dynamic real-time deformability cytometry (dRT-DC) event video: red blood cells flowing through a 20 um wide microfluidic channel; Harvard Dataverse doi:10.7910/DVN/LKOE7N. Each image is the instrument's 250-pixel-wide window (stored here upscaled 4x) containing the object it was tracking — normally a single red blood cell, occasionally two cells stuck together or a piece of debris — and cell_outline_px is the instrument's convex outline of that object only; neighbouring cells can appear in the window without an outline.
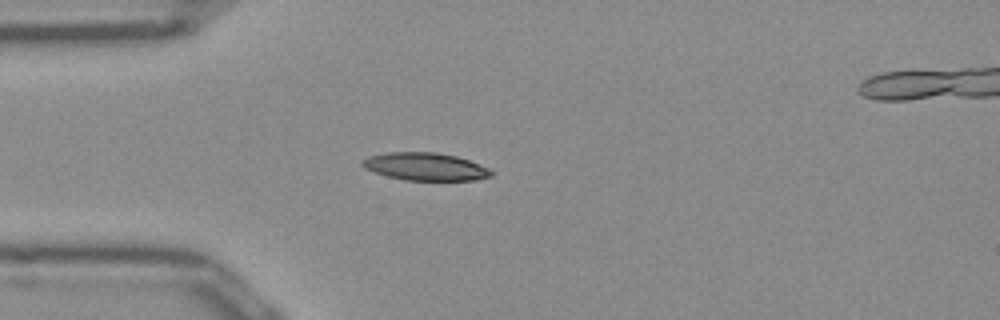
{"species": "Egyptian fruit bat (a non-hibernating species)", "species_latin": "Rousettus aegyptiacus", "temperature_condition": "room temperature", "stored_images_in_passage": 41, "segment_of_instrument_passage": [1, 2], "camera_frame_rate_fps": 3000, "um_per_image_px": 0.085, "frame": {"image": 1, "passage_image": 2, "time_ms": 0.333, "image_size_px": [1000, 320], "cell_outline_px": [[492, 176], [476, 180], [404, 180], [388, 176], [364, 168], [360, 164], [360, 160], [368, 156], [388, 152], [436, 152], [456, 156], [480, 164], [488, 168], [492, 172]], "centroid_in_image_um": [36.13, 14.15], "position_along_channel_um": 48.9, "area_um2": 20.81}}
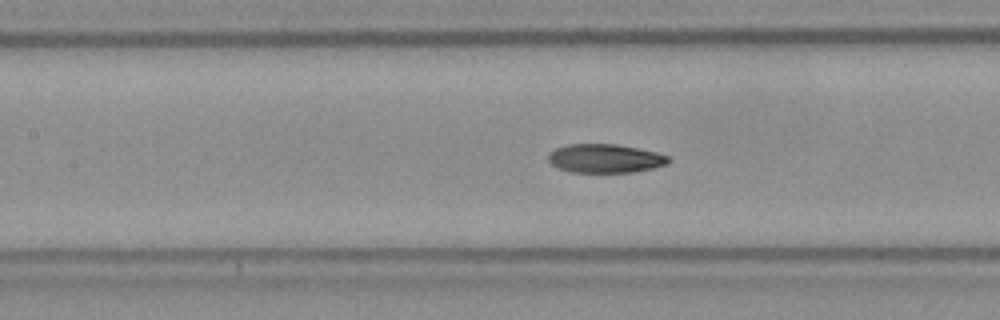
{"frame": {"image": 2, "passage_image": 11, "time_ms": 3.333, "image_size_px": [1000, 320], "cell_outline_px": [[672, 160], [668, 164], [652, 168], [632, 172], [572, 172], [560, 168], [552, 164], [548, 160], [548, 156], [556, 148], [568, 144], [616, 144], [656, 152], [672, 156]], "centroid_in_image_um": [51.5, 13.46], "position_along_channel_um": 155.9, "area_um2": 20.06}}
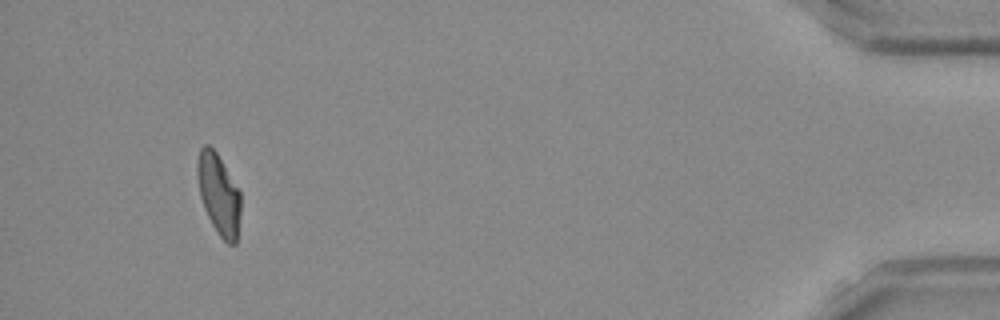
{"frame": {"image": 3, "passage_image": 37, "time_ms": 12.0, "image_size_px": [1000, 320], "cell_outline_px": [[240, 212], [236, 244], [228, 244], [216, 232], [204, 208], [200, 196], [196, 176], [196, 164], [200, 148], [204, 144], [208, 144], [216, 152], [240, 188]], "centroid_in_image_um": [18.58, 16.48], "position_along_channel_um": 416.6, "area_um2": 20.69}}